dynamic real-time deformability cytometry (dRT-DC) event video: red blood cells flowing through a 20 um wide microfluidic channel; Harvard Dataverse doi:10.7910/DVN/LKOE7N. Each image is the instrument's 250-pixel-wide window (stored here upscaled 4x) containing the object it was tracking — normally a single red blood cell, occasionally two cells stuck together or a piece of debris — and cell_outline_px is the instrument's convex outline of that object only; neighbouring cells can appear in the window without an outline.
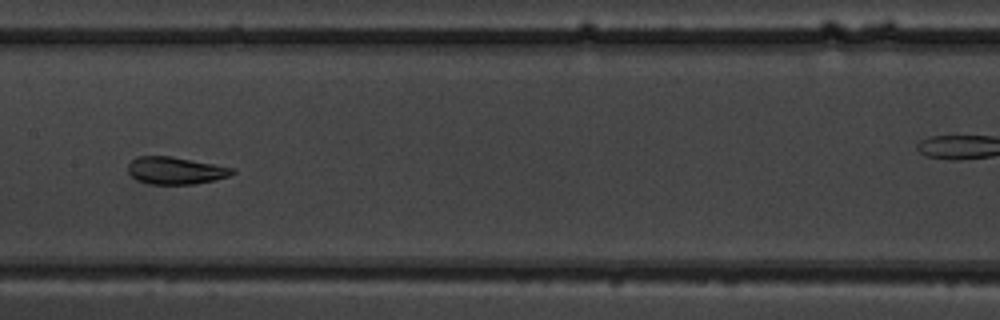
{"species": "common noctule bat (a hibernating species)", "species_latin": "Nyctalus noctula", "temperature_condition": "warm", "stored_images_in_passage": 9, "camera_frame_rate_fps": 3000, "um_per_image_px": 0.085, "animal": {"sex": "male", "body_mass_g": 19.5, "forearm_length_mm": 54.6}, "frame": {"image": 1, "passage_image": 7, "time_ms": 7.667, "image_size_px": [1000, 320], "cell_outline_px": [[236, 172], [228, 176], [216, 180], [192, 184], [148, 184], [136, 180], [128, 172], [128, 164], [136, 156], [172, 156], [236, 168]], "centroid_in_image_um": [14.93, 14.49], "position_along_channel_um": 192.5, "area_um2": 16.76}}
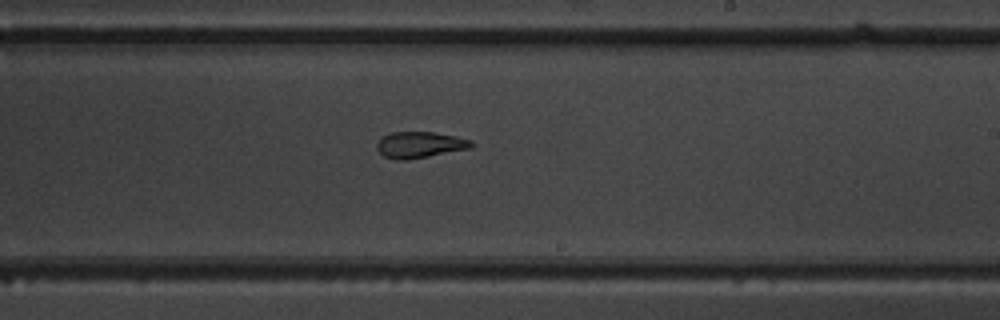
{"frame": {"image": 2, "passage_image": 9, "time_ms": 11.0, "image_size_px": [1000, 320], "cell_outline_px": [[476, 144], [472, 148], [428, 156], [404, 160], [396, 160], [384, 156], [376, 148], [376, 144], [384, 136], [392, 132], [432, 132], [456, 136], [472, 140]], "centroid_in_image_um": [35.73, 12.3], "position_along_channel_um": 253.3, "area_um2": 14.39}}